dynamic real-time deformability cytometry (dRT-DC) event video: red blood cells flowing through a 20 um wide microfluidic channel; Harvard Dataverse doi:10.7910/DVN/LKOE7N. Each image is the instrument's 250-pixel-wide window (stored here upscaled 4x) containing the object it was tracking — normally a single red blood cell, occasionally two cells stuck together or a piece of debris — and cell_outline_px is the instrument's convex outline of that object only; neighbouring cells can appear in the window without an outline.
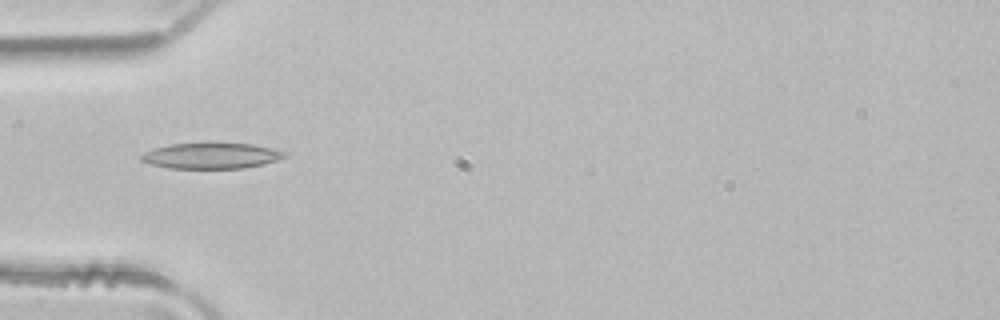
{"species": "common noctule bat (a hibernating species)", "species_latin": "Nyctalus noctula", "temperature_condition": "room temperature", "stored_images_in_passage": 4, "camera_frame_rate_fps": 3000, "um_per_image_px": 0.085, "animal": {"sex": "male", "body_mass_g": 21.5, "forearm_length_mm": 52.0}, "frame": {"image": 1, "passage_image": 4, "time_ms": 1.0, "image_size_px": [1000, 320], "cell_outline_px": [[288, 152], [284, 156], [276, 160], [264, 164], [244, 168], [168, 168], [148, 164], [140, 160], [140, 156], [144, 152], [152, 148], [172, 144], [252, 144]], "centroid_in_image_um": [17.9, 13.25], "position_along_channel_um": 67.1, "area_um2": 21.27}}